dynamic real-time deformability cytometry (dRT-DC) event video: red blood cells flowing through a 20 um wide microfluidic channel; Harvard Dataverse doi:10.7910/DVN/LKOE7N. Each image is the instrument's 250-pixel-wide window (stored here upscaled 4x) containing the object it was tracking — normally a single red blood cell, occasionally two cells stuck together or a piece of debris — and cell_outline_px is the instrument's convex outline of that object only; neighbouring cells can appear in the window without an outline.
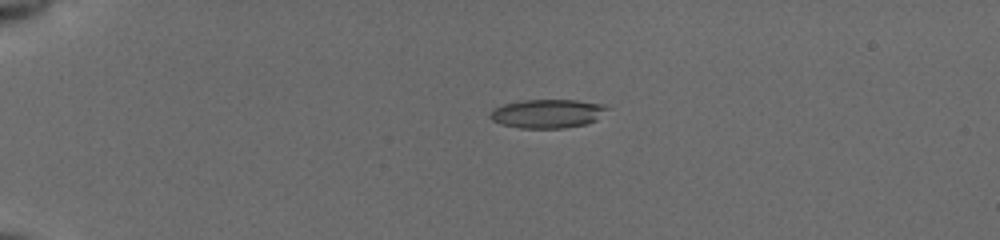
{"species": "common noctule bat (a hibernating species)", "species_latin": "Nyctalus noctula", "temperature_condition": "cold", "stored_images_in_passage": 41, "camera_frame_rate_fps": 3000, "um_per_image_px": 0.085, "animal": {"sex": "female", "body_mass_g": 19.5, "forearm_length_mm": 54.1}, "frame": {"image": 1, "passage_image": 1, "time_ms": 0.0, "image_size_px": [1000, 240], "cell_outline_px": [[608, 108], [596, 120], [584, 124], [564, 128], [520, 128], [500, 124], [492, 120], [488, 116], [496, 108], [504, 104], [524, 100], [576, 100], [604, 104]], "centroid_in_image_um": [46.53, 9.66], "position_along_channel_um": 38.5, "area_um2": 19.42}}
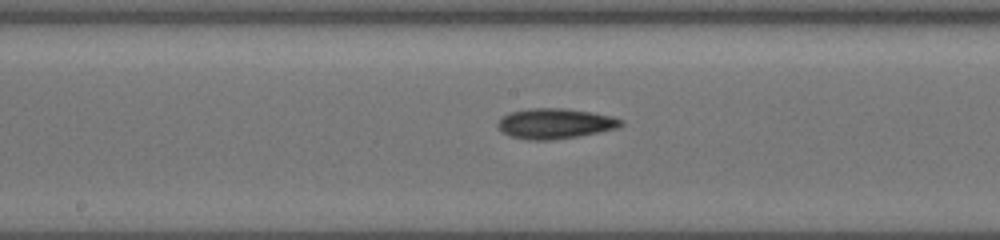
{"frame": {"image": 2, "passage_image": 18, "time_ms": 5.667, "image_size_px": [1000, 240], "cell_outline_px": [[624, 124], [616, 128], [600, 132], [552, 140], [528, 140], [512, 136], [504, 132], [496, 124], [504, 116], [512, 112], [532, 108], [560, 108], [588, 112], [612, 116], [624, 120]], "centroid_in_image_um": [47.21, 10.51], "position_along_channel_um": 201.0, "area_um2": 21.33}}
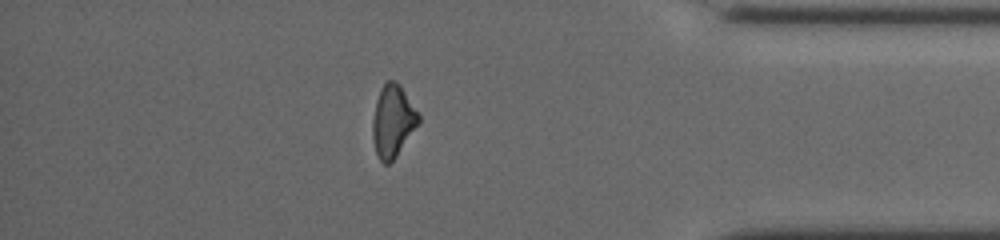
{"frame": {"image": 3, "passage_image": 35, "time_ms": 11.333, "image_size_px": [1000, 240], "cell_outline_px": [[420, 120], [396, 156], [388, 164], [384, 164], [380, 160], [376, 152], [372, 136], [372, 120], [376, 100], [380, 88], [388, 80], [396, 80], [400, 84], [420, 116]], "centroid_in_image_um": [33.36, 10.26], "position_along_channel_um": 401.8, "area_um2": 19.07}, "authors_computed_cell_mechanics": {"area_um2": 19.7098, "velocity_mm_per_s": 3.9578, "shape_relaxation_time_tau1_ms": 3.5672, "shape_relaxation_time_tau2_ms": 6.6187, "deformation_change_tau1": 0.1391, "deformation_change_tau2": 0.195}}